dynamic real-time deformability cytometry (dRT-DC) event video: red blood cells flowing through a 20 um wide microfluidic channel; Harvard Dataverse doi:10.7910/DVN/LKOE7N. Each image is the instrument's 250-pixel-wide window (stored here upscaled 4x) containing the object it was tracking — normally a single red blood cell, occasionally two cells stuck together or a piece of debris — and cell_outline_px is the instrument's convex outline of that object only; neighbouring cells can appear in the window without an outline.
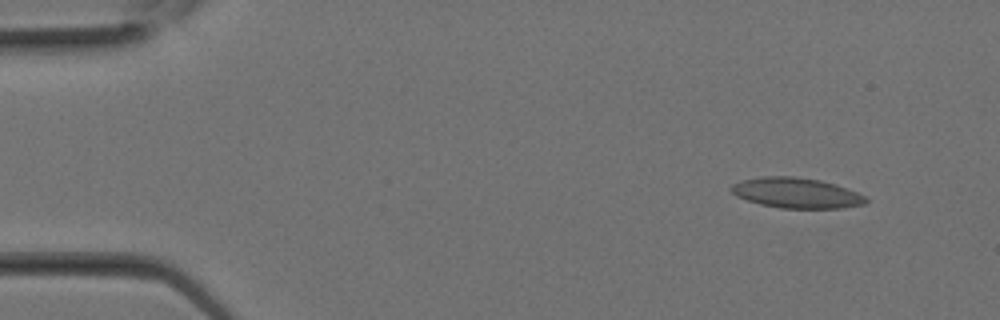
{"species": "Egyptian fruit bat (a non-hibernating species)", "species_latin": "Rousettus aegyptiacus", "temperature_condition": "room temperature", "stored_images_in_passage": 27, "segment_of_instrument_passage": [1, 2], "camera_frame_rate_fps": 3000, "um_per_image_px": 0.085, "animal": {"sex": "female"}, "frame": {"image": 1, "passage_image": 1, "time_ms": 0.0, "image_size_px": [1000, 320], "cell_outline_px": [[868, 200], [864, 204], [844, 208], [780, 208], [760, 204], [736, 196], [728, 188], [732, 184], [740, 180], [764, 176], [796, 176], [820, 180], [836, 184], [848, 188], [864, 196]], "centroid_in_image_um": [67.67, 16.39], "position_along_channel_um": 17.3, "area_um2": 23.93}}
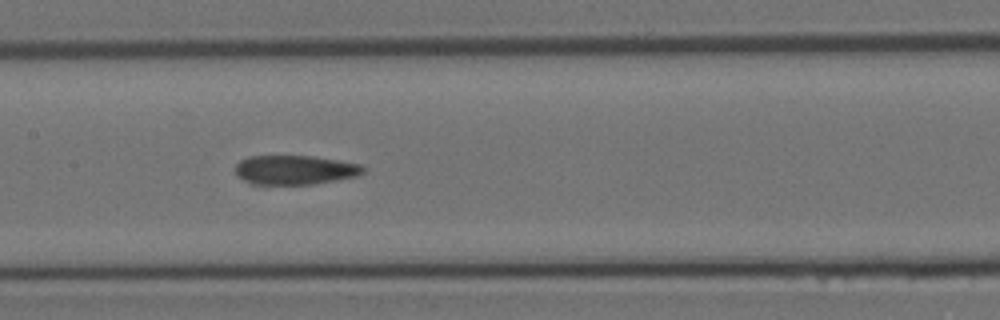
{"frame": {"image": 2, "passage_image": 12, "time_ms": 3.667, "image_size_px": [1000, 320], "cell_outline_px": [[364, 172], [356, 176], [336, 180], [312, 184], [264, 188], [252, 184], [236, 176], [236, 164], [240, 160], [248, 156], [312, 156], [360, 164], [364, 168]], "centroid_in_image_um": [24.97, 14.49], "position_along_channel_um": 182.4, "area_um2": 22.54}}
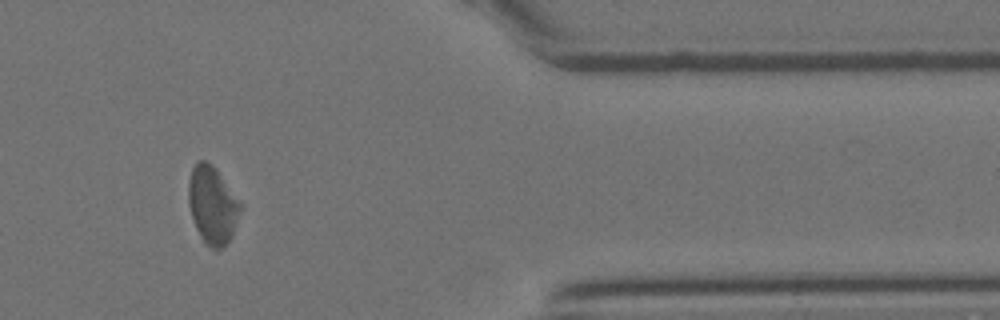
{"frame": {"image": 3, "passage_image": 22, "time_ms": 7.0, "image_size_px": [1000, 320], "cell_outline_px": [[244, 204], [232, 236], [216, 252], [204, 244], [196, 228], [188, 204], [188, 180], [192, 168], [200, 160], [204, 160], [212, 164], [216, 168]], "centroid_in_image_um": [18.08, 17.43], "position_along_channel_um": 393.3, "area_um2": 23.99}}